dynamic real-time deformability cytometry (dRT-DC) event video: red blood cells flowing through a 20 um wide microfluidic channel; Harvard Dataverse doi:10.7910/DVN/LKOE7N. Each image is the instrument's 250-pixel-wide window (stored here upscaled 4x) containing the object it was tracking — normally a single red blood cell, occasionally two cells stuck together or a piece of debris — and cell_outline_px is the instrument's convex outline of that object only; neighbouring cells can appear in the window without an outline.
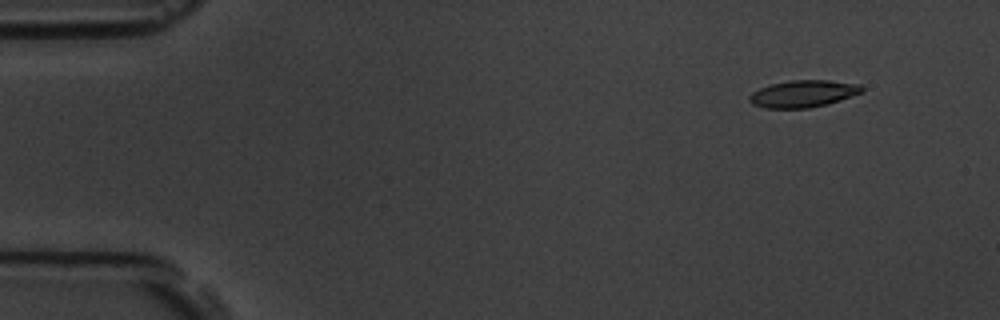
{"species": "common noctule bat (a hibernating species)", "species_latin": "Nyctalus noctula", "temperature_condition": "room temperature", "stored_images_in_passage": 6, "camera_frame_rate_fps": 3000, "um_per_image_px": 0.085, "animal": {"sex": "male", "body_mass_g": 19.5, "forearm_length_mm": 54.6}, "frame": {"image": 1, "passage_image": 2, "time_ms": 1.333, "image_size_px": [1000, 320], "cell_outline_px": [[864, 92], [828, 104], [808, 108], [764, 108], [752, 104], [748, 100], [748, 96], [752, 92], [760, 88], [772, 84], [788, 80], [828, 80], [860, 84], [864, 88]], "centroid_in_image_um": [68.27, 7.96], "position_along_channel_um": 16.7, "area_um2": 17.86}}
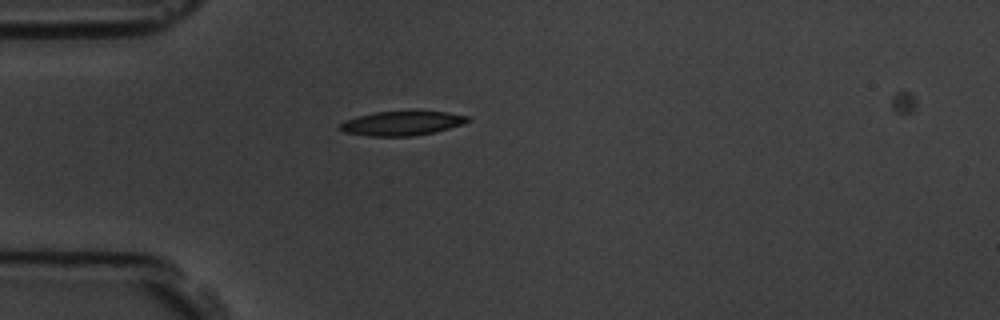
{"frame": {"image": 2, "passage_image": 5, "time_ms": 4.667, "image_size_px": [1000, 320], "cell_outline_px": [[472, 120], [448, 128], [432, 132], [412, 136], [368, 136], [344, 132], [340, 128], [340, 124], [344, 120], [356, 116], [372, 112], [448, 112], [468, 116]], "centroid_in_image_um": [34.11, 10.48], "position_along_channel_um": 50.9, "area_um2": 17.8}}